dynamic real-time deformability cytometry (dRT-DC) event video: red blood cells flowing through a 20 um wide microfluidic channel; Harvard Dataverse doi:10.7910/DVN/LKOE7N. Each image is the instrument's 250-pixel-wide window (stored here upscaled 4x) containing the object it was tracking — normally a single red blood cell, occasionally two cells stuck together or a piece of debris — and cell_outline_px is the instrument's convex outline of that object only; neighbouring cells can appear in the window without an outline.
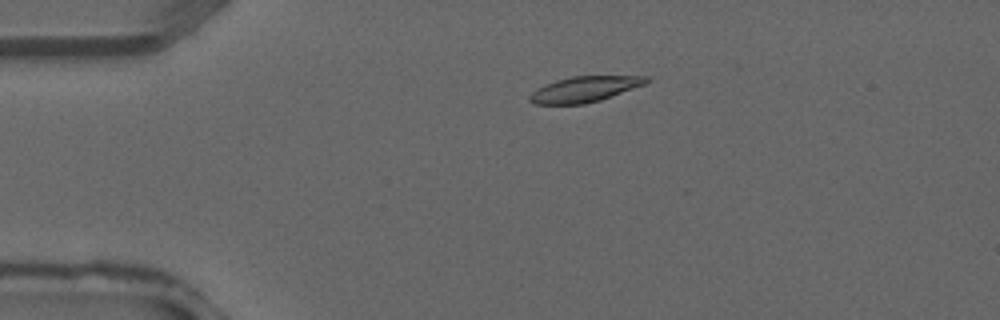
{"species": "common noctule bat (a hibernating species)", "species_latin": "Nyctalus noctula", "temperature_condition": "warm", "stored_images_in_passage": 35, "camera_frame_rate_fps": 3000, "um_per_image_px": 0.085, "animal": {"sex": "male", "forearm_length_mm": 52.5}, "frame": {"image": 1, "passage_image": 5, "time_ms": 1.333, "image_size_px": [1000, 320], "cell_outline_px": [[648, 80], [644, 84], [600, 100], [584, 104], [536, 104], [528, 100], [528, 96], [536, 88], [544, 84], [556, 80], [572, 76], [648, 76]], "centroid_in_image_um": [49.62, 7.58], "position_along_channel_um": 35.4, "area_um2": 17.22}}
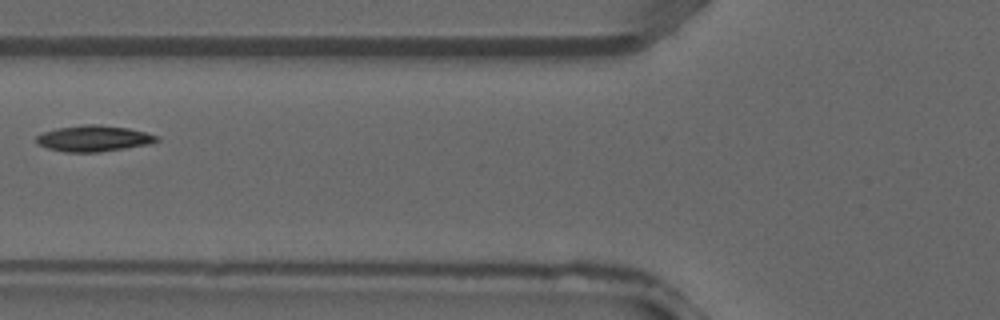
{"frame": {"image": 2, "passage_image": 12, "time_ms": 3.667, "image_size_px": [1000, 320], "cell_outline_px": [[160, 140], [152, 144], [100, 152], [64, 152], [48, 148], [36, 144], [36, 136], [44, 132], [56, 128], [84, 124], [100, 124], [128, 128], [160, 136]], "centroid_in_image_um": [7.98, 11.77], "position_along_channel_um": 117.8, "area_um2": 18.5}}
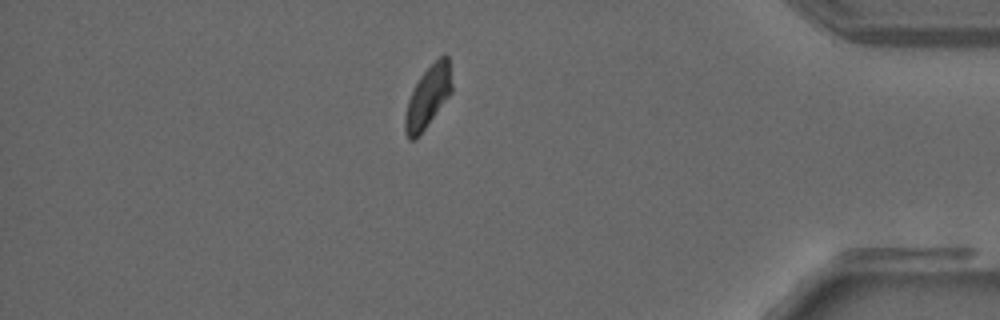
{"frame": {"image": 3, "passage_image": 30, "time_ms": 9.667, "image_size_px": [1000, 320], "cell_outline_px": [[452, 92], [416, 140], [408, 140], [404, 132], [404, 116], [408, 100], [420, 76], [440, 56], [448, 56], [452, 84]], "centroid_in_image_um": [36.35, 8.29], "position_along_channel_um": 398.8, "area_um2": 16.65}}